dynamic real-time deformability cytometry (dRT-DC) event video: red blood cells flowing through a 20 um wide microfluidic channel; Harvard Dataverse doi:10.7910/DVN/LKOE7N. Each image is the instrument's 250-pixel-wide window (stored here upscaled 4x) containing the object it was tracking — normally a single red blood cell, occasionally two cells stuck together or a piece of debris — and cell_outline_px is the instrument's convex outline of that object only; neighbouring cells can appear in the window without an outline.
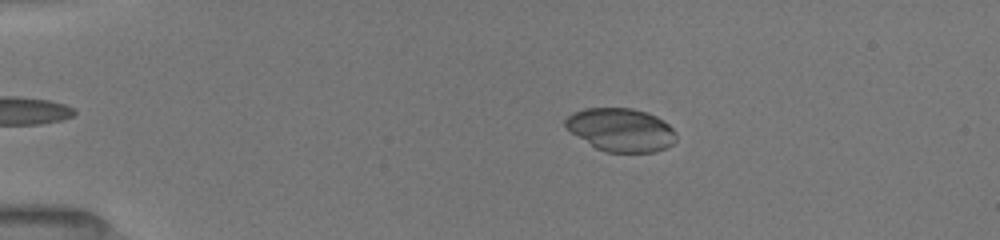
{"species": "common noctule bat (a hibernating species)", "species_latin": "Nyctalus noctula", "temperature_condition": "room temperature", "stored_images_in_passage": 48, "camera_frame_rate_fps": 3000, "um_per_image_px": 0.085, "animal": {"sex": "female", "body_mass_g": 19.5, "forearm_length_mm": 54.1}, "frame": {"image": 1, "passage_image": 9, "time_ms": 3.0, "image_size_px": [1000, 240], "cell_outline_px": [[676, 140], [672, 144], [664, 148], [652, 152], [604, 152], [596, 148], [572, 132], [564, 124], [564, 120], [572, 112], [584, 108], [632, 108], [648, 112], [664, 120], [676, 132]], "centroid_in_image_um": [52.79, 11.02], "position_along_channel_um": 32.2, "area_um2": 27.86}}
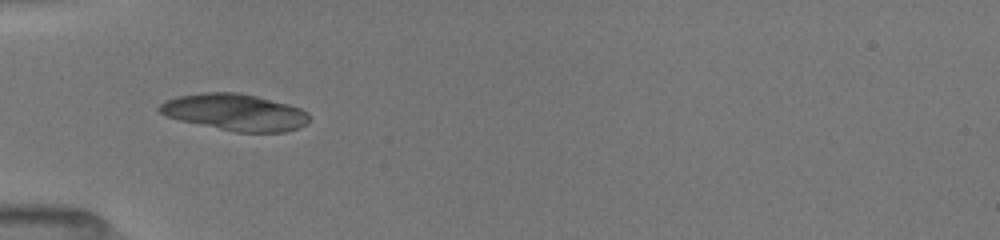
{"frame": {"image": 2, "passage_image": 15, "time_ms": 5.333, "image_size_px": [1000, 240], "cell_outline_px": [[308, 124], [300, 128], [284, 132], [236, 132], [180, 120], [168, 116], [160, 112], [156, 108], [164, 100], [176, 96], [204, 92], [236, 92], [256, 96], [288, 104], [300, 108], [308, 112]], "centroid_in_image_um": [19.98, 9.53], "position_along_channel_um": 65.0, "area_um2": 32.02}}
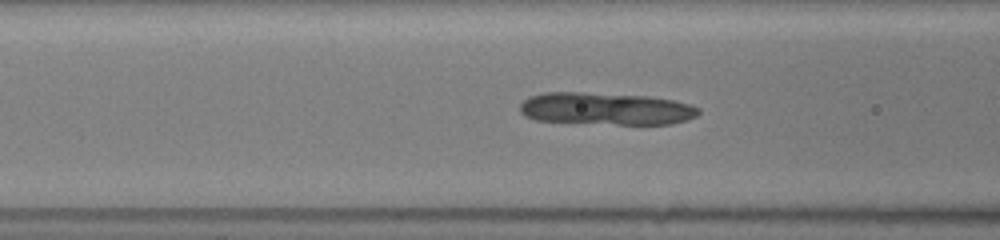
{"frame": {"image": 3, "passage_image": 18, "time_ms": 6.667, "image_size_px": [1000, 240], "cell_outline_px": [[700, 112], [696, 116], [688, 120], [672, 124], [616, 124], [536, 120], [524, 116], [520, 112], [520, 104], [528, 96], [544, 92], [580, 92], [648, 96], [672, 100], [692, 104], [700, 108]], "centroid_in_image_um": [51.51, 9.23], "position_along_channel_um": 115.1, "area_um2": 33.81}}